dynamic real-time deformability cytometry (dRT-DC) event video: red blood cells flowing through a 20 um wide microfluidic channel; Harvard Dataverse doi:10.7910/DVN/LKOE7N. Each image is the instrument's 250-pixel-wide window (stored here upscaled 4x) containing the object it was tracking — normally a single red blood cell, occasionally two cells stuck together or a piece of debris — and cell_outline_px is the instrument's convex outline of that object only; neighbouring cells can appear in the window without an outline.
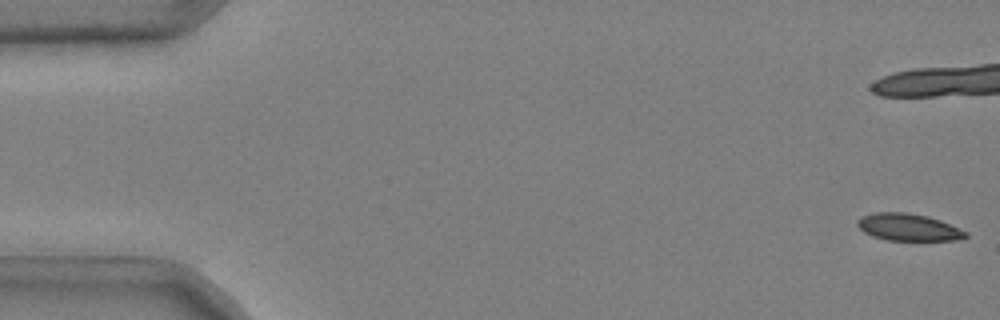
{"species": "common noctule bat (a hibernating species)", "species_latin": "Nyctalus noctula", "temperature_condition": "cold", "stored_images_in_passage": 13, "camera_frame_rate_fps": 3000, "um_per_image_px": 0.085, "animal": {"sex": "male", "body_mass_g": 20.4}, "frame": {"image": 1, "passage_image": 1, "time_ms": 0.0, "image_size_px": [1000, 320], "cell_outline_px": [[968, 236], [956, 240], [888, 240], [872, 236], [864, 232], [856, 224], [856, 220], [860, 216], [876, 212], [908, 212], [928, 216], [940, 220], [968, 232]], "centroid_in_image_um": [77.18, 19.3], "position_along_channel_um": 7.8, "area_um2": 17.17}}